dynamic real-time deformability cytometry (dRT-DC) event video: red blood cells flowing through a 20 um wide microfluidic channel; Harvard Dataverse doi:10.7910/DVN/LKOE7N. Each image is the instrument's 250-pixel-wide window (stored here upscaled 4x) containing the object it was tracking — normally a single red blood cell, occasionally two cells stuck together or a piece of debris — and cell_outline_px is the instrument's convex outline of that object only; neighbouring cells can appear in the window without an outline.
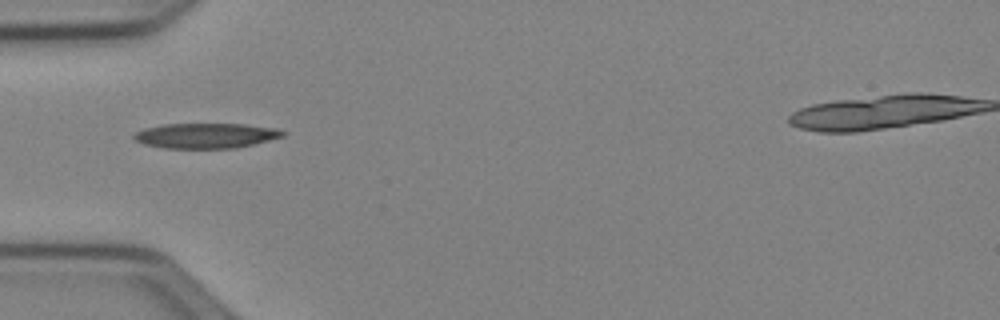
{"species": "Egyptian fruit bat (a non-hibernating species)", "species_latin": "Rousettus aegyptiacus", "temperature_condition": "cold", "stored_images_in_passage": 35, "camera_frame_rate_fps": 3000, "um_per_image_px": 0.085, "animal": {"sex": "female"}, "frame": {"image": 1, "passage_image": 1, "time_ms": 0.0, "image_size_px": [1000, 320], "cell_outline_px": [[284, 136], [236, 148], [164, 148], [144, 144], [136, 140], [132, 136], [136, 132], [144, 128], [164, 124], [244, 124], [276, 128], [284, 132]], "centroid_in_image_um": [17.47, 11.53], "position_along_channel_um": 67.5, "area_um2": 21.62}}
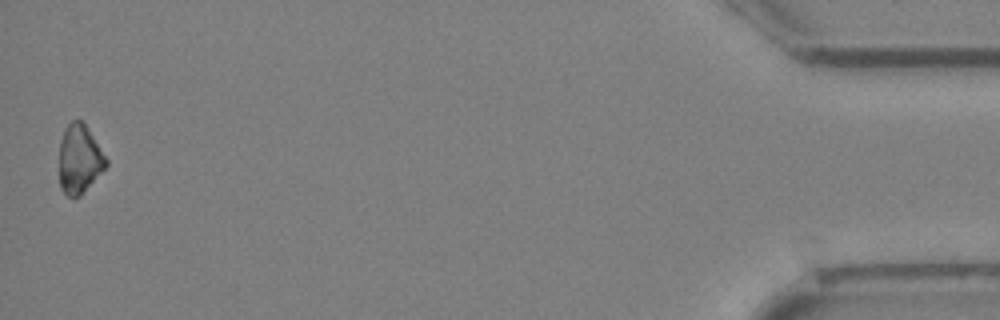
{"frame": {"image": 2, "passage_image": 35, "time_ms": 11.333, "image_size_px": [1000, 320], "cell_outline_px": [[108, 164], [80, 196], [68, 196], [60, 188], [60, 140], [64, 128], [72, 120], [84, 120], [108, 160]], "centroid_in_image_um": [6.76, 13.47], "position_along_channel_um": 428.4, "area_um2": 18.79}}